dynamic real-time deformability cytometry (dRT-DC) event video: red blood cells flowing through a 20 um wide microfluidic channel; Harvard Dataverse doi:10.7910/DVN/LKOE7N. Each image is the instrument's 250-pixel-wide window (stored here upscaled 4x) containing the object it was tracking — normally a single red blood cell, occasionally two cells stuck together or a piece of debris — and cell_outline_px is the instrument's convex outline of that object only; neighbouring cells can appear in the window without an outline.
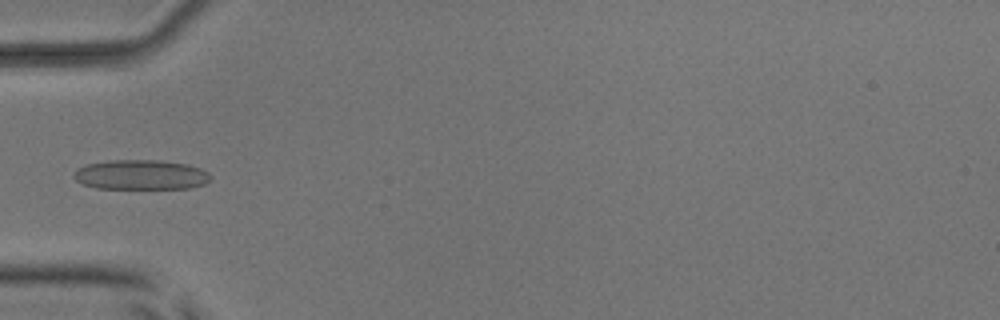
{"species": "common noctule bat (a hibernating species)", "species_latin": "Nyctalus noctula", "temperature_condition": "room temperature", "stored_images_in_passage": 6, "camera_frame_rate_fps": 3000, "um_per_image_px": 0.085, "animal": {"sex": "male", "body_mass_g": 17.9, "forearm_length_mm": 54.2}, "frame": {"image": 1, "passage_image": 5, "time_ms": 4.667, "image_size_px": [1000, 320], "cell_outline_px": [[212, 180], [204, 184], [192, 188], [96, 188], [84, 184], [76, 180], [72, 176], [76, 168], [88, 164], [108, 160], [156, 160], [188, 164], [200, 168], [208, 172], [212, 176]], "centroid_in_image_um": [12.0, 14.85], "position_along_channel_um": 73.0, "area_um2": 23.87}}
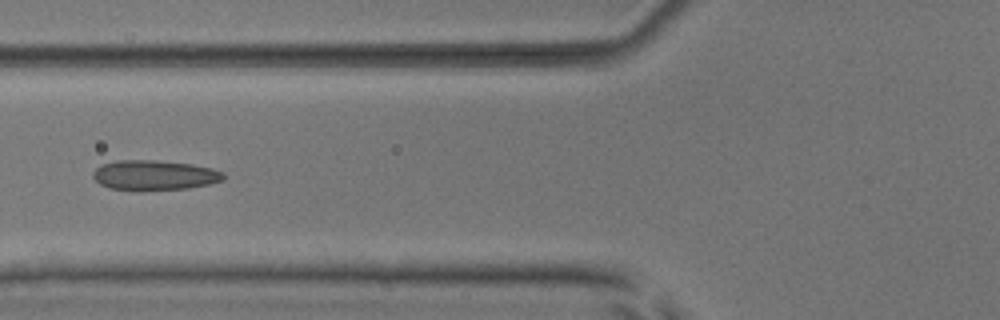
{"frame": {"image": 2, "passage_image": 6, "time_ms": 5.667, "image_size_px": [1000, 320], "cell_outline_px": [[224, 180], [208, 184], [188, 188], [140, 192], [108, 188], [100, 184], [92, 176], [92, 172], [100, 164], [116, 160], [156, 160], [192, 164], [212, 168], [224, 172]], "centroid_in_image_um": [13.09, 14.91], "position_along_channel_um": 112.7, "area_um2": 23.35}}